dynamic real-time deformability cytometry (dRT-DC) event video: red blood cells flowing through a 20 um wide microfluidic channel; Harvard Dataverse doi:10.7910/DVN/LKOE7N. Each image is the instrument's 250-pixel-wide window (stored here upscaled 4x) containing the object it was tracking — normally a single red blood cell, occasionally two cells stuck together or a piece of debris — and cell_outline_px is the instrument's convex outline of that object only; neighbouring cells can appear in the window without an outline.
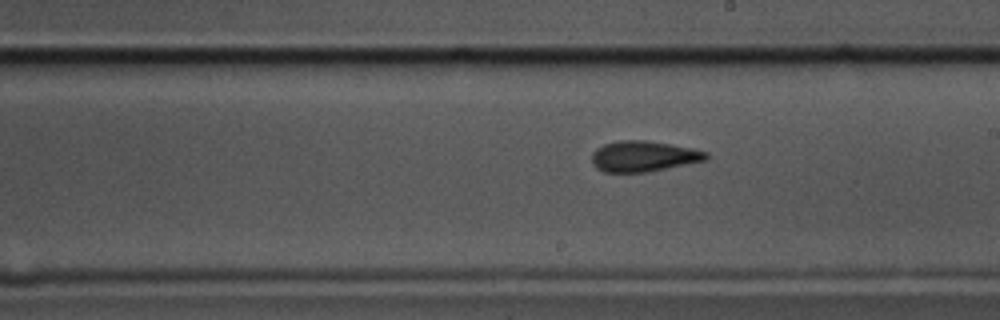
{"species": "common noctule bat (a hibernating species)", "species_latin": "Nyctalus noctula", "temperature_condition": "cold", "stored_images_in_passage": 47, "camera_frame_rate_fps": 3000, "um_per_image_px": 0.085, "animal": {"sex": "male", "body_mass_g": 17.5, "forearm_length_mm": 52.3}, "frame": {"image": 1, "passage_image": 22, "time_ms": 7.0, "image_size_px": [1000, 320], "cell_outline_px": [[708, 160], [648, 172], [604, 172], [596, 168], [592, 164], [592, 152], [596, 148], [604, 144], [616, 140], [644, 140], [692, 148], [708, 152]], "centroid_in_image_um": [54.69, 13.29], "position_along_channel_um": 234.3, "area_um2": 20.58}}
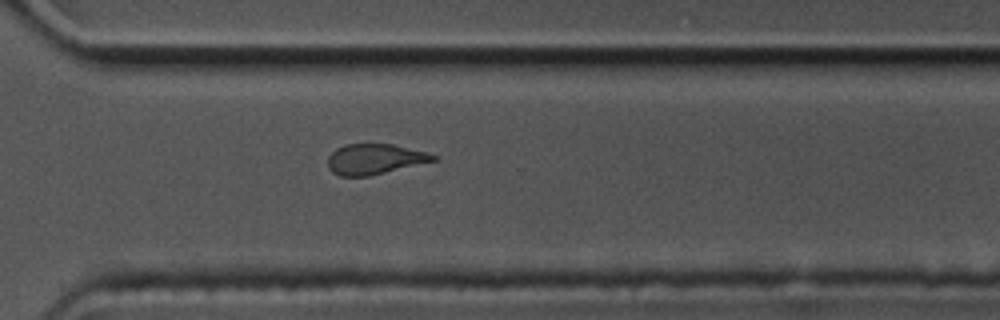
{"frame": {"image": 2, "passage_image": 31, "time_ms": 10.0, "image_size_px": [1000, 320], "cell_outline_px": [[440, 160], [368, 176], [340, 176], [332, 172], [328, 168], [328, 156], [336, 148], [344, 144], [392, 144], [428, 152], [440, 156]], "centroid_in_image_um": [31.9, 13.52], "position_along_channel_um": 338.7, "area_um2": 18.96}}
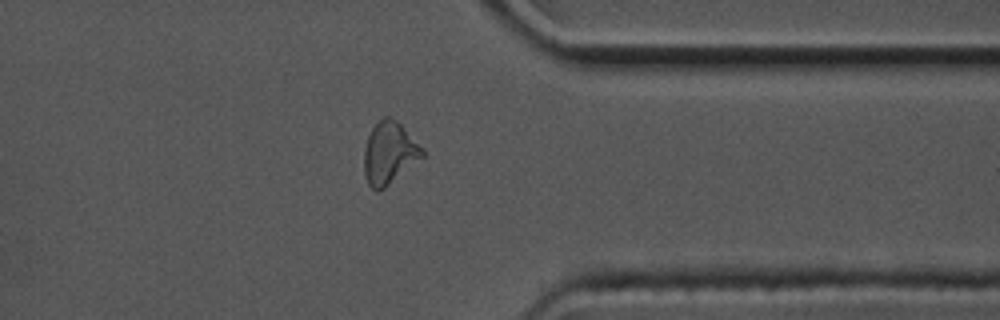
{"frame": {"image": 3, "passage_image": 35, "time_ms": 11.333, "image_size_px": [1000, 320], "cell_outline_px": [[424, 156], [384, 188], [376, 192], [368, 184], [364, 176], [364, 148], [368, 136], [372, 128], [384, 116], [388, 116], [396, 120], [424, 148]], "centroid_in_image_um": [33.08, 13.01], "position_along_channel_um": 378.3, "area_um2": 20.98}, "authors_computed_cell_mechanics": {"area_um2": 20.6346, "velocity_mm_per_s": 3.4766, "shape_relaxation_time_tau1_ms": 5.1591, "shape_relaxation_time_tau2_ms": 3.5437, "deformation_change_tau1": 0.1514, "deformation_change_tau2": 0.124}}